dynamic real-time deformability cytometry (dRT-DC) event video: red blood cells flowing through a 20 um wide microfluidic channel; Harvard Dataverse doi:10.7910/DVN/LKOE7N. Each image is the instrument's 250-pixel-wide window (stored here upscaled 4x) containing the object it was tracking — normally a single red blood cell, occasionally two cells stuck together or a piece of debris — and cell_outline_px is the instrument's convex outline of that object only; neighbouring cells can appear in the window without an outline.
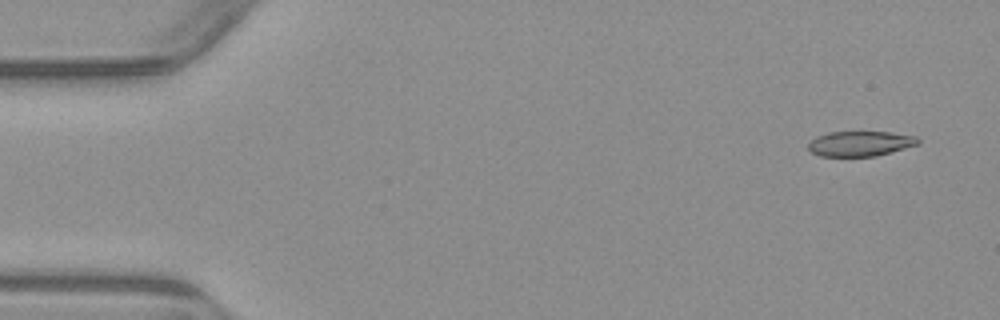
{"species": "common noctule bat (a hibernating species)", "species_latin": "Nyctalus noctula", "temperature_condition": "warm", "stored_images_in_passage": 5, "camera_frame_rate_fps": 3000, "um_per_image_px": 0.085, "animal": {"sex": "male", "body_mass_g": 23.1, "forearm_length_mm": 52.7}, "frame": {"image": 1, "passage_image": 1, "time_ms": 0.0, "image_size_px": [1000, 320], "cell_outline_px": [[920, 144], [876, 156], [820, 156], [812, 152], [808, 148], [808, 144], [816, 136], [828, 132], [892, 132], [916, 136], [920, 140]], "centroid_in_image_um": [73.14, 12.2], "position_along_channel_um": 11.9, "area_um2": 16.07}}
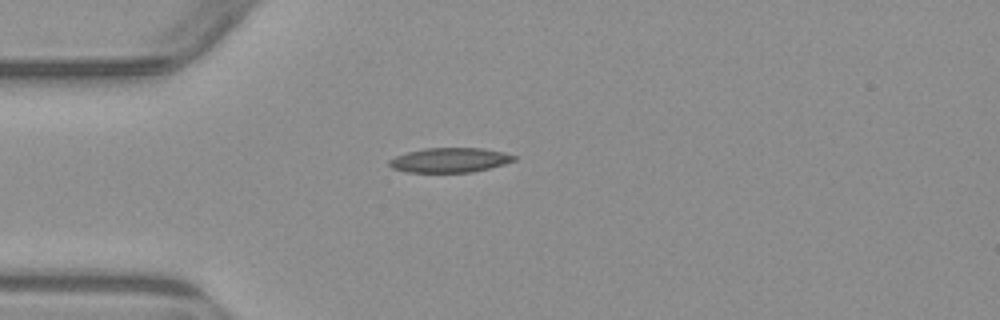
{"frame": {"image": 2, "passage_image": 4, "time_ms": 3.667, "image_size_px": [1000, 320], "cell_outline_px": [[516, 160], [504, 164], [472, 172], [408, 172], [392, 168], [388, 164], [388, 160], [396, 156], [408, 152], [424, 148], [484, 148], [504, 152], [516, 156]], "centroid_in_image_um": [38.23, 13.6], "position_along_channel_um": 46.8, "area_um2": 17.86}}